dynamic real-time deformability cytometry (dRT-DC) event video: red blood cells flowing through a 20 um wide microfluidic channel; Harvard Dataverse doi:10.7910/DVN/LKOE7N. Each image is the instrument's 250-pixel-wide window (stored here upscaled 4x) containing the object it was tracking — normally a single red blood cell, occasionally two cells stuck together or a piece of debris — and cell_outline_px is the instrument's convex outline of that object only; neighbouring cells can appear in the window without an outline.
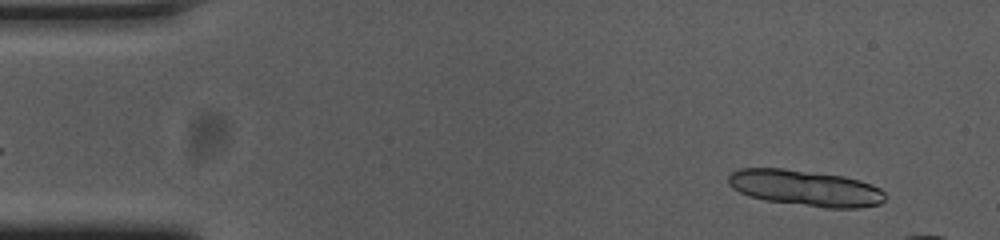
{"species": "common noctule bat (a hibernating species)", "species_latin": "Nyctalus noctula", "temperature_condition": "cold", "stored_images_in_passage": 13, "camera_frame_rate_fps": 3000, "um_per_image_px": 0.085, "animal": {"sex": "female", "body_mass_g": 23.0, "forearm_length_mm": 53.4}, "frame": {"image": 1, "passage_image": 4, "time_ms": 1.0, "image_size_px": [1000, 240], "cell_outline_px": [[884, 200], [880, 204], [860, 208], [828, 208], [764, 200], [740, 192], [732, 188], [728, 184], [728, 176], [732, 172], [740, 168], [784, 168], [844, 176], [860, 180], [872, 184], [880, 188], [884, 192]], "centroid_in_image_um": [68.47, 15.98], "position_along_channel_um": 16.5, "area_um2": 32.95}}